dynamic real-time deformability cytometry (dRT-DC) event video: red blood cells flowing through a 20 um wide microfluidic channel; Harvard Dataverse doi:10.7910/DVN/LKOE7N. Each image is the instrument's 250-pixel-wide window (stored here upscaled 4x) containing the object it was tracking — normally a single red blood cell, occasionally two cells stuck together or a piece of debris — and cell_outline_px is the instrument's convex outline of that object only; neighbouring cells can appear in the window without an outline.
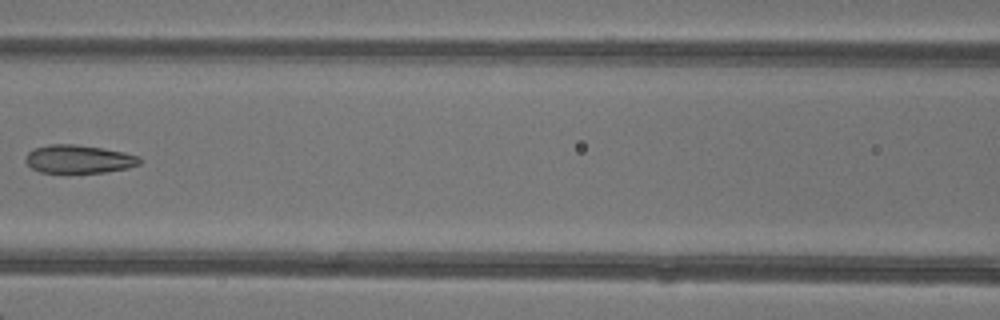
{"species": "common noctule bat (a hibernating species)", "species_latin": "Nyctalus noctula", "temperature_condition": "warm", "stored_images_in_passage": 7, "camera_frame_rate_fps": 3000, "um_per_image_px": 0.085, "animal": {"sex": "female"}, "frame": {"image": 1, "passage_image": 7, "time_ms": 7.333, "image_size_px": [1000, 320], "cell_outline_px": [[140, 164], [128, 168], [104, 172], [40, 172], [32, 168], [24, 160], [24, 156], [32, 148], [48, 144], [76, 144], [124, 152], [140, 156]], "centroid_in_image_um": [6.66, 13.51], "position_along_channel_um": 159.9, "area_um2": 18.79}}